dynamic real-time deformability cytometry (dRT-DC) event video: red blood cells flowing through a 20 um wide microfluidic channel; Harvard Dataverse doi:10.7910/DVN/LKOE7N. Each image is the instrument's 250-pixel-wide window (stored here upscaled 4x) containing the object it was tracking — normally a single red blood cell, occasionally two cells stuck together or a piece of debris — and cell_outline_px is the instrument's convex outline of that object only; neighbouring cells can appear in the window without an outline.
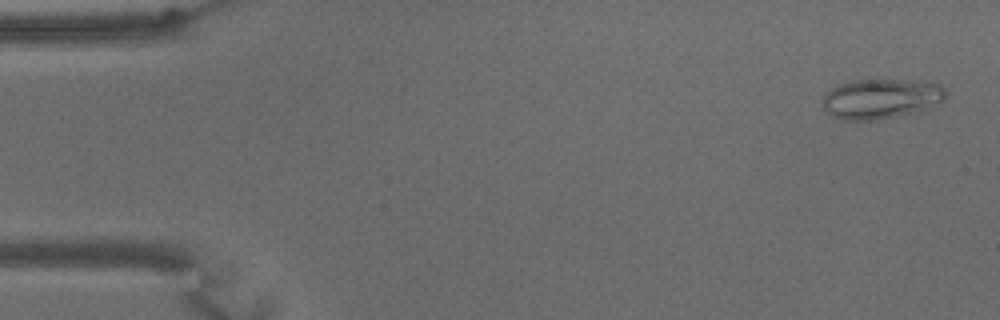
{"species": "common noctule bat (a hibernating species)", "species_latin": "Nyctalus noctula", "temperature_condition": "warm", "stored_images_in_passage": 62, "camera_frame_rate_fps": 3000, "um_per_image_px": 0.085, "animal": {"sex": "male", "body_mass_g": 15.6}, "frame": {"image": 1, "passage_image": 2, "time_ms": 0.333, "image_size_px": [1000, 320], "cell_outline_px": [[944, 100], [940, 104], [912, 112], [876, 120], [844, 120], [832, 116], [820, 104], [820, 100], [824, 92], [840, 84], [852, 80], [904, 80], [940, 84], [944, 88]], "centroid_in_image_um": [74.8, 8.39], "position_along_channel_um": 10.2, "area_um2": 28.55}}
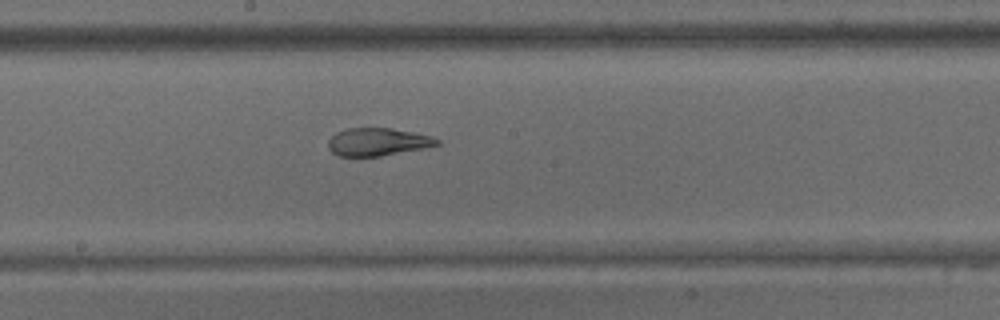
{"frame": {"image": 2, "passage_image": 33, "time_ms": 10.667, "image_size_px": [1000, 320], "cell_outline_px": [[440, 144], [424, 148], [380, 156], [340, 156], [332, 152], [328, 148], [328, 140], [336, 132], [348, 128], [392, 128], [432, 136], [440, 140]], "centroid_in_image_um": [32.1, 12.05], "position_along_channel_um": 216.1, "area_um2": 17.57}}
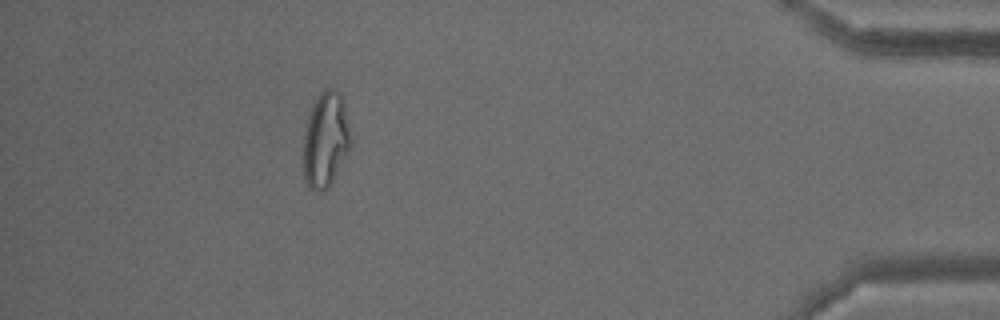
{"frame": {"image": 3, "passage_image": 56, "time_ms": 18.333, "image_size_px": [1000, 320], "cell_outline_px": [[352, 144], [348, 152], [328, 188], [324, 192], [320, 192], [308, 188], [304, 180], [304, 136], [308, 116], [312, 104], [320, 92], [324, 88], [336, 88], [340, 92], [344, 100]], "centroid_in_image_um": [27.68, 11.86], "position_along_channel_um": 407.5, "area_um2": 26.53}, "authors_computed_cell_mechanics": {"area_um2": 24.0448, "velocity_mm_per_s": 3.1917, "shape_relaxation_time_tau1_ms": null, "shape_relaxation_time_tau2_ms": 1.3809, "deformation_change_tau1": null, "deformation_change_tau2": 0.0791}}